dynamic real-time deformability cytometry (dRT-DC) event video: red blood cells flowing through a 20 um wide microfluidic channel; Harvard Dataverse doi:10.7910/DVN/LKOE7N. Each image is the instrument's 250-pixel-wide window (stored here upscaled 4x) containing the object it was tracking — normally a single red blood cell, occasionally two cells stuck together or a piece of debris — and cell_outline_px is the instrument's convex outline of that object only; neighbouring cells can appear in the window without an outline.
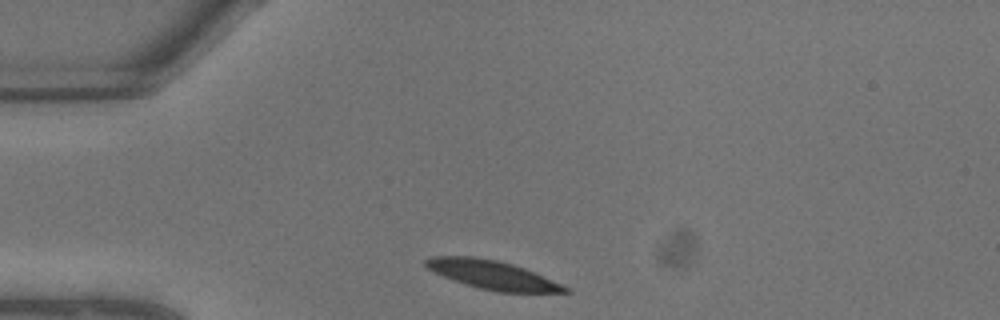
{"species": "common noctule bat (a hibernating species)", "species_latin": "Nyctalus noctula", "temperature_condition": "warm", "stored_images_in_passage": 5, "camera_frame_rate_fps": 3000, "um_per_image_px": 0.085, "animal": {"sex": "male", "body_mass_g": 13.3}, "frame": {"image": 1, "passage_image": 1, "time_ms": 0.0, "image_size_px": [1000, 320], "cell_outline_px": [[572, 292], [496, 292], [464, 284], [444, 276], [428, 268], [424, 264], [424, 260], [432, 256], [476, 256], [496, 260], [512, 264], [524, 268], [572, 288]], "centroid_in_image_um": [41.88, 23.36], "position_along_channel_um": 43.1, "area_um2": 23.18}}
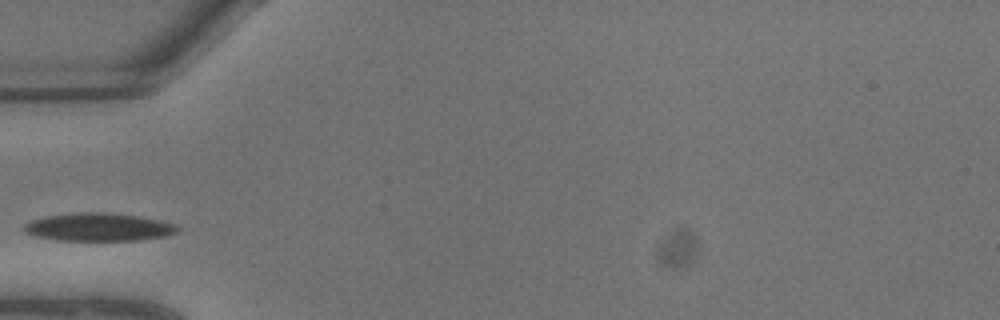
{"frame": {"image": 2, "passage_image": 3, "time_ms": 0.667, "image_size_px": [1000, 320], "cell_outline_px": [[180, 228], [176, 232], [168, 236], [136, 240], [56, 240], [36, 236], [24, 232], [20, 228], [24, 224], [32, 220], [44, 216], [72, 212], [108, 212], [136, 216], [156, 220], [172, 224]], "centroid_in_image_um": [8.29, 19.3], "position_along_channel_um": 76.7, "area_um2": 25.03}}
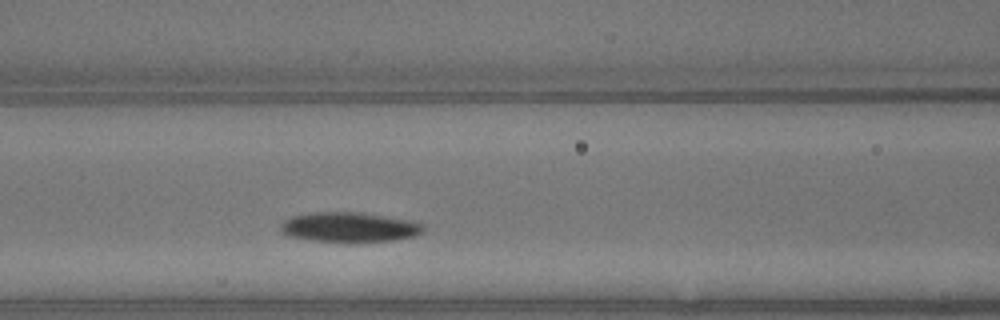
{"frame": {"image": 3, "passage_image": 5, "time_ms": 1.333, "image_size_px": [1000, 320], "cell_outline_px": [[424, 228], [416, 236], [396, 240], [348, 244], [312, 240], [288, 236], [280, 232], [280, 224], [284, 220], [292, 216], [316, 212], [356, 212], [412, 220], [420, 224]], "centroid_in_image_um": [29.66, 19.34], "position_along_channel_um": 136.9, "area_um2": 25.32}}